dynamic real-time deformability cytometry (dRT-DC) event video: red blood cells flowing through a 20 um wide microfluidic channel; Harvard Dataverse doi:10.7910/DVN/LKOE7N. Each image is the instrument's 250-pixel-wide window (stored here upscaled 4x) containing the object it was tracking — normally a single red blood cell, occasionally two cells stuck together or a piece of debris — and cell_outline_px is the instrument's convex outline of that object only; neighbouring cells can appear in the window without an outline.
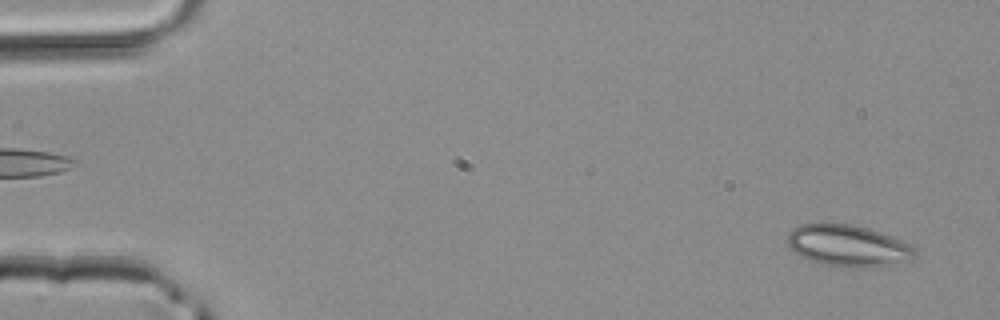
{"species": "common noctule bat (a hibernating species)", "species_latin": "Nyctalus noctula", "temperature_condition": "room temperature", "stored_images_in_passage": 2, "camera_frame_rate_fps": 3000, "um_per_image_px": 0.085, "animal": {"sex": "male", "body_mass_g": 20.4}, "frame": {"image": 1, "passage_image": 2, "time_ms": 0.333, "image_size_px": [1000, 320], "cell_outline_px": [[916, 256], [912, 260], [856, 268], [852, 268], [828, 264], [812, 260], [800, 256], [788, 244], [788, 232], [792, 228], [800, 224], [852, 224], [868, 228], [880, 232], [900, 240], [916, 248]], "centroid_in_image_um": [72.08, 20.87], "position_along_channel_um": 12.9, "area_um2": 30.23}}